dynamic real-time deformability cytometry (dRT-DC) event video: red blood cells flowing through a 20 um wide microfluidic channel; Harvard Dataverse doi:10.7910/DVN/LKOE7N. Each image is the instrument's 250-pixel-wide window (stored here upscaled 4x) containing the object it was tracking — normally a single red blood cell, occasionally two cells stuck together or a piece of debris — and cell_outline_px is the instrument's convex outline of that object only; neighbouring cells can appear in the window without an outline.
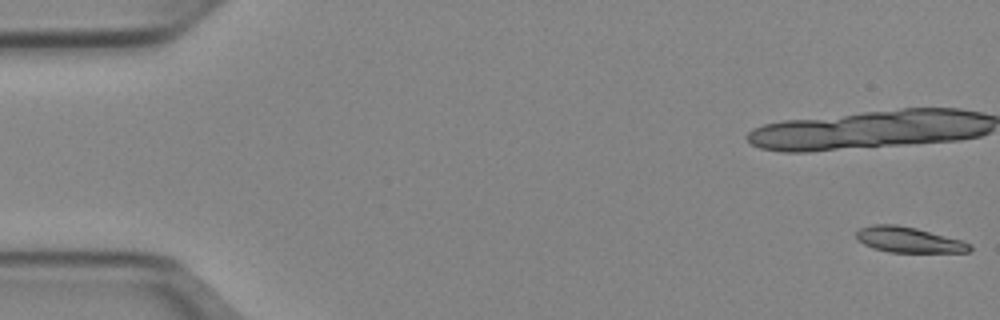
{"species": "Egyptian fruit bat (a non-hibernating species)", "species_latin": "Rousettus aegyptiacus", "temperature_condition": "cold", "stored_images_in_passage": 16, "camera_frame_rate_fps": 3000, "um_per_image_px": 0.085, "animal": {"sex": "female"}, "frame": {"image": 1, "passage_image": 1, "time_ms": 0.0, "image_size_px": [1000, 320], "cell_outline_px": [[972, 248], [968, 252], [888, 252], [872, 248], [856, 240], [856, 232], [860, 228], [872, 224], [896, 224], [916, 228], [964, 240], [972, 244]], "centroid_in_image_um": [77.24, 20.38], "position_along_channel_um": 7.8, "area_um2": 17.11}}